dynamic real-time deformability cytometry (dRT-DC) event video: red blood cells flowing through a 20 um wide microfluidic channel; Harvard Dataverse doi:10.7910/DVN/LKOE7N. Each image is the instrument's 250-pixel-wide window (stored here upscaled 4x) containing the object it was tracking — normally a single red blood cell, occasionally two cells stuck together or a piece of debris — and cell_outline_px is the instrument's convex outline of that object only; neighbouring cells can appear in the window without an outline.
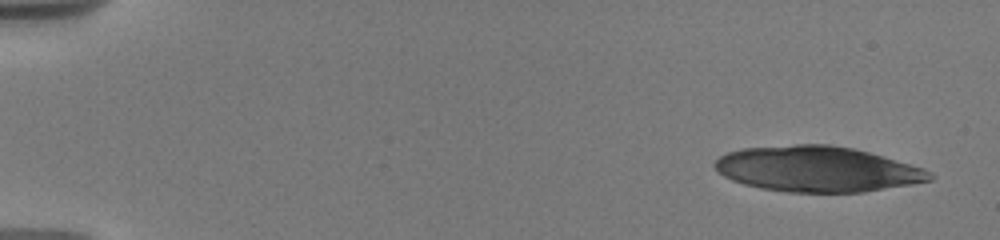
{"species": "human", "species_latin": "Homo sapiens", "temperature_condition": "warm", "stored_images_in_passage": 16, "camera_frame_rate_fps": 3000, "um_per_image_px": 0.085, "donor": {"sex": "male"}, "frame": {"image": 1, "passage_image": 1, "time_ms": 0.0, "image_size_px": [1000, 240], "cell_outline_px": [[936, 176], [932, 180], [912, 184], [864, 192], [788, 192], [760, 188], [744, 184], [732, 180], [716, 172], [712, 164], [720, 156], [728, 152], [744, 148], [796, 144], [828, 144], [852, 148], [868, 152], [924, 168], [932, 172]], "centroid_in_image_um": [69.46, 14.37], "position_along_channel_um": 15.5, "area_um2": 57.11}}